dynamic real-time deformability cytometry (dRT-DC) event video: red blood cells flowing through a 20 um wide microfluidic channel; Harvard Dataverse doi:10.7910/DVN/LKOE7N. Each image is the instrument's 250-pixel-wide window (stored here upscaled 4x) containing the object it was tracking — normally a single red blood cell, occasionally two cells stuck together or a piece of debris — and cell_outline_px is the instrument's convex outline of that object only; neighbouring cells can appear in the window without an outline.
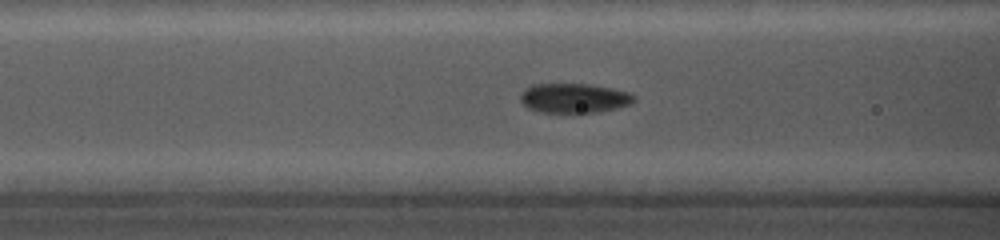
{"species": "common noctule bat (a hibernating species)", "species_latin": "Nyctalus noctula", "temperature_condition": "cold", "stored_images_in_passage": 43, "camera_frame_rate_fps": 5000, "um_per_image_px": 0.085, "animal": {"sex": "female", "body_mass_g": 19.0, "forearm_length_mm": 56.7}, "frame": {"image": 1, "passage_image": 10, "time_ms": 2.0, "image_size_px": [1000, 240], "cell_outline_px": [[636, 100], [632, 104], [616, 108], [596, 112], [540, 112], [528, 108], [520, 100], [520, 96], [524, 88], [532, 84], [588, 84], [612, 88], [632, 92], [636, 96]], "centroid_in_image_um": [48.83, 8.33], "position_along_channel_um": 117.8, "area_um2": 19.71}}
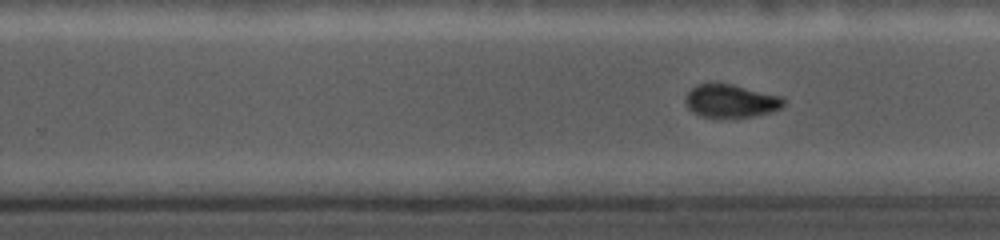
{"frame": {"image": 2, "passage_image": 32, "time_ms": 6.0, "image_size_px": [1000, 240], "cell_outline_px": [[784, 104], [780, 108], [772, 112], [752, 116], [700, 116], [692, 112], [688, 108], [684, 100], [684, 96], [696, 84], [732, 84], [780, 96], [784, 100]], "centroid_in_image_um": [62.08, 8.57], "position_along_channel_um": 267.7, "area_um2": 18.55}}
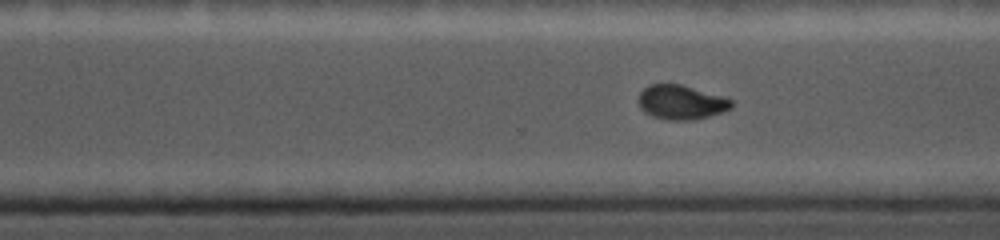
{"frame": {"image": 3, "passage_image": 38, "time_ms": 7.2, "image_size_px": [1000, 240], "cell_outline_px": [[732, 104], [724, 112], [692, 120], [668, 120], [652, 116], [644, 112], [640, 108], [636, 100], [640, 92], [644, 88], [652, 84], [680, 84], [720, 96], [732, 100]], "centroid_in_image_um": [57.82, 8.7], "position_along_channel_um": 312.8, "area_um2": 18.44}}